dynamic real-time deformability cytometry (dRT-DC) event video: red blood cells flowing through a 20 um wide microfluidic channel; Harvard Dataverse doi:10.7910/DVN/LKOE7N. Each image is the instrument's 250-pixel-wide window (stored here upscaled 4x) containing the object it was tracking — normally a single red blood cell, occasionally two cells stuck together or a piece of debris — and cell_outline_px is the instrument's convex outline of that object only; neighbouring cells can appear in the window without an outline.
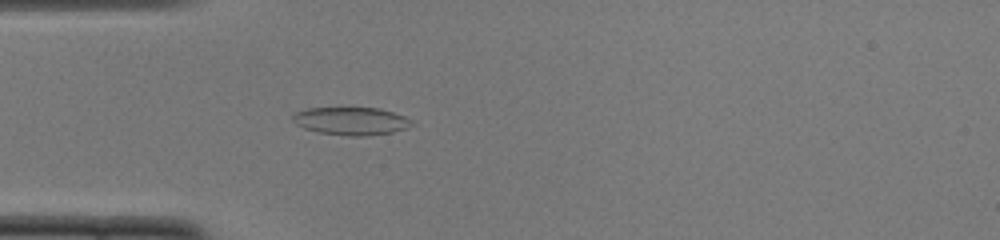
{"species": "common noctule bat (a hibernating species)", "species_latin": "Nyctalus noctula", "temperature_condition": "cold", "stored_images_in_passage": 51, "camera_frame_rate_fps": 3000, "um_per_image_px": 0.085, "animal": {"sex": "female", "body_mass_g": 22.0, "forearm_length_mm": 56.7}, "frame": {"image": 1, "passage_image": 15, "time_ms": 4.667, "image_size_px": [1000, 240], "cell_outline_px": [[416, 124], [408, 128], [392, 132], [364, 136], [352, 136], [320, 132], [304, 128], [296, 124], [292, 120], [292, 112], [308, 108], [380, 108], [404, 116], [412, 120]], "centroid_in_image_um": [29.86, 10.28], "position_along_channel_um": 55.1, "area_um2": 19.36}}
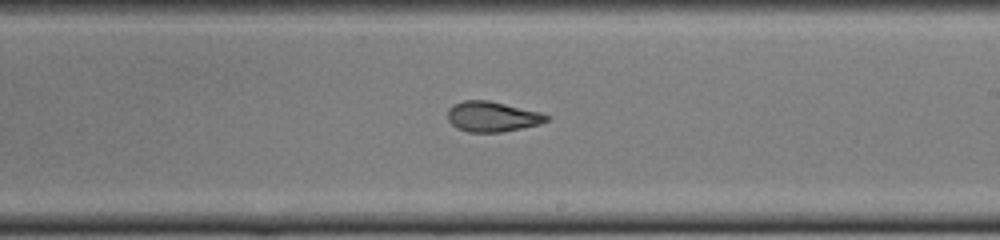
{"frame": {"image": 2, "passage_image": 30, "time_ms": 9.667, "image_size_px": [1000, 240], "cell_outline_px": [[552, 120], [540, 124], [500, 132], [468, 132], [456, 128], [448, 120], [448, 108], [452, 104], [464, 100], [488, 100], [540, 112], [552, 116]], "centroid_in_image_um": [41.86, 9.91], "position_along_channel_um": 247.1, "area_um2": 17.57}}
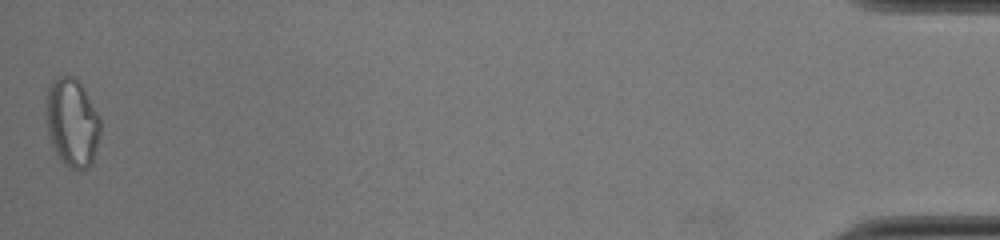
{"frame": {"image": 3, "passage_image": 51, "time_ms": 16.667, "image_size_px": [1000, 240], "cell_outline_px": [[100, 132], [92, 164], [88, 168], [72, 168], [56, 152], [52, 144], [48, 132], [44, 96], [48, 84], [56, 76], [72, 76], [84, 88], [100, 120]], "centroid_in_image_um": [6.1, 10.34], "position_along_channel_um": 429.1, "area_um2": 27.69}, "authors_computed_cell_mechanics": {"area_um2": 19.363, "velocity_mm_per_s": 3.9294, "shape_relaxation_time_tau1_ms": 10.1062, "shape_relaxation_time_tau2_ms": 2.8642, "deformation_change_tau1": 0.2176, "deformation_change_tau2": 0.0952}}